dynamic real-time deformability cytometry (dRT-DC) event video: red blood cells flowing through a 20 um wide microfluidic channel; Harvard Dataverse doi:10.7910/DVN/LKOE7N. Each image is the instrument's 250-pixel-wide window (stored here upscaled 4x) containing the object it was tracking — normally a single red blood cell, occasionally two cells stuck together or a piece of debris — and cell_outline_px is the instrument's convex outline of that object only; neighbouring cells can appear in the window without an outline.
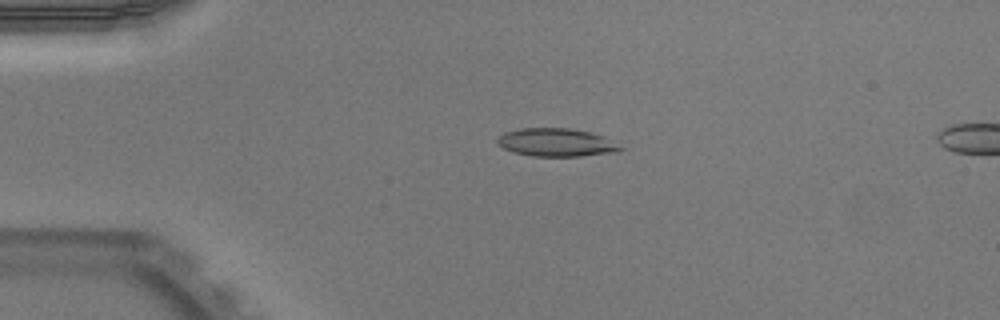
{"species": "Egyptian fruit bat (a non-hibernating species)", "species_latin": "Rousettus aegyptiacus", "temperature_condition": "warm", "stored_images_in_passage": 8, "camera_frame_rate_fps": 3000, "um_per_image_px": 0.085, "animal": {"sex": "male"}, "frame": {"image": 1, "passage_image": 4, "time_ms": 1.0, "image_size_px": [1000, 320], "cell_outline_px": [[624, 148], [620, 152], [580, 156], [532, 156], [512, 152], [504, 148], [496, 140], [504, 132], [520, 128], [568, 128], [592, 132], [604, 136]], "centroid_in_image_um": [47.32, 12.11], "position_along_channel_um": 37.7, "area_um2": 20.23}}